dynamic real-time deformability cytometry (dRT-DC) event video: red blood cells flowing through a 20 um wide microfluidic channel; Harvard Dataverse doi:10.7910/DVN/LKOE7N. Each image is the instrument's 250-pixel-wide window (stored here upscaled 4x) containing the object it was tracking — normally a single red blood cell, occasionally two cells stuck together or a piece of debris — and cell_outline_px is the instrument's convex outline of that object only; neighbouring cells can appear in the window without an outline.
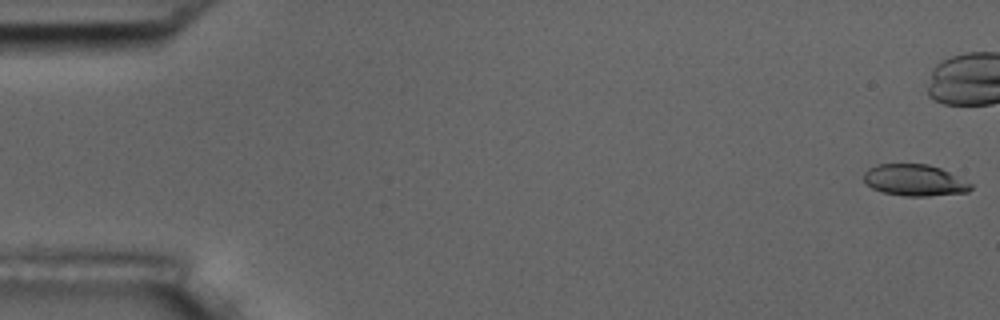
{"species": "common noctule bat (a hibernating species)", "species_latin": "Nyctalus noctula", "temperature_condition": "room temperature", "stored_images_in_passage": 11, "camera_frame_rate_fps": 3000, "um_per_image_px": 0.085, "animal": {"sex": "male", "body_mass_g": 17.5, "forearm_length_mm": 52.3}, "frame": {"image": 1, "passage_image": 1, "time_ms": 0.0, "image_size_px": [1000, 320], "cell_outline_px": [[972, 188], [968, 192], [928, 196], [904, 196], [884, 192], [872, 188], [864, 180], [864, 172], [868, 168], [880, 164], [928, 164], [940, 168], [972, 184]], "centroid_in_image_um": [77.73, 15.32], "position_along_channel_um": 7.3, "area_um2": 19.42}}